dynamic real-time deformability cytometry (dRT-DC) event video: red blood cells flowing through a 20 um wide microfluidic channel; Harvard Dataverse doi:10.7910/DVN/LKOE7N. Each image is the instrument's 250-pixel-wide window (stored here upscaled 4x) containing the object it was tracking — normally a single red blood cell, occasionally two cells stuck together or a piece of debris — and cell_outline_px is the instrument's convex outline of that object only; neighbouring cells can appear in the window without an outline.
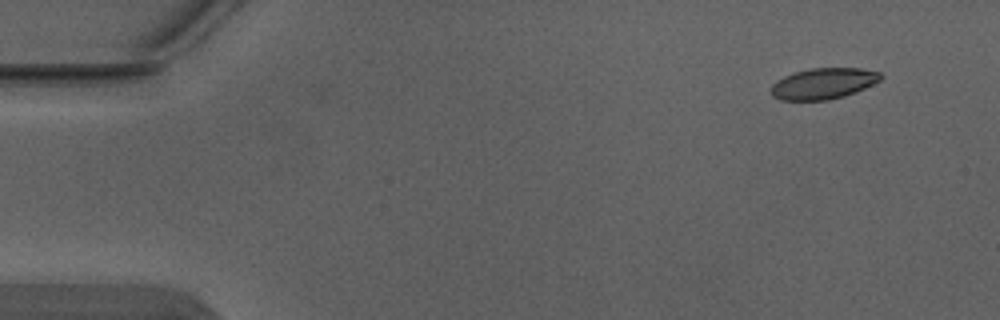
{"species": "Egyptian fruit bat (a non-hibernating species)", "species_latin": "Rousettus aegyptiacus", "temperature_condition": "warm", "stored_images_in_passage": 2, "camera_frame_rate_fps": 3000, "um_per_image_px": 0.085, "animal": {"sex": "male"}, "frame": {"image": 1, "passage_image": 2, "time_ms": 0.333, "image_size_px": [1000, 320], "cell_outline_px": [[884, 76], [880, 80], [864, 88], [844, 96], [828, 100], [780, 100], [772, 96], [772, 84], [776, 80], [784, 76], [796, 72], [812, 68], [860, 68], [880, 72]], "centroid_in_image_um": [69.98, 7.1], "position_along_channel_um": 15.0, "area_um2": 19.71}}